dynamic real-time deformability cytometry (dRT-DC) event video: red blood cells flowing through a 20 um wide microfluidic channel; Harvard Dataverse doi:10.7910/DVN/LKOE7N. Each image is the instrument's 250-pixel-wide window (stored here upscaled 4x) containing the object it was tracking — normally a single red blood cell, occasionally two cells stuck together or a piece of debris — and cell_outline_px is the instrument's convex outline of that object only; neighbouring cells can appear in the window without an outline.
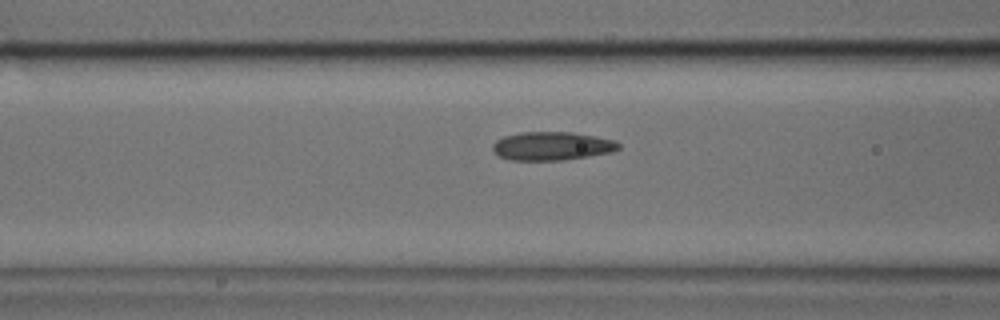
{"species": "common noctule bat (a hibernating species)", "species_latin": "Nyctalus noctula", "temperature_condition": "cold", "stored_images_in_passage": 13, "camera_frame_rate_fps": 3000, "um_per_image_px": 0.085, "animal": {"sex": "male", "body_mass_g": 17.9, "forearm_length_mm": 54.2}, "frame": {"image": 1, "passage_image": 11, "time_ms": 3.333, "image_size_px": [1000, 320], "cell_outline_px": [[620, 148], [612, 152], [564, 160], [508, 160], [496, 156], [492, 152], [492, 144], [496, 140], [504, 136], [520, 132], [572, 132], [596, 136], [616, 140], [620, 144]], "centroid_in_image_um": [46.88, 12.41], "position_along_channel_um": 119.7, "area_um2": 21.21}}